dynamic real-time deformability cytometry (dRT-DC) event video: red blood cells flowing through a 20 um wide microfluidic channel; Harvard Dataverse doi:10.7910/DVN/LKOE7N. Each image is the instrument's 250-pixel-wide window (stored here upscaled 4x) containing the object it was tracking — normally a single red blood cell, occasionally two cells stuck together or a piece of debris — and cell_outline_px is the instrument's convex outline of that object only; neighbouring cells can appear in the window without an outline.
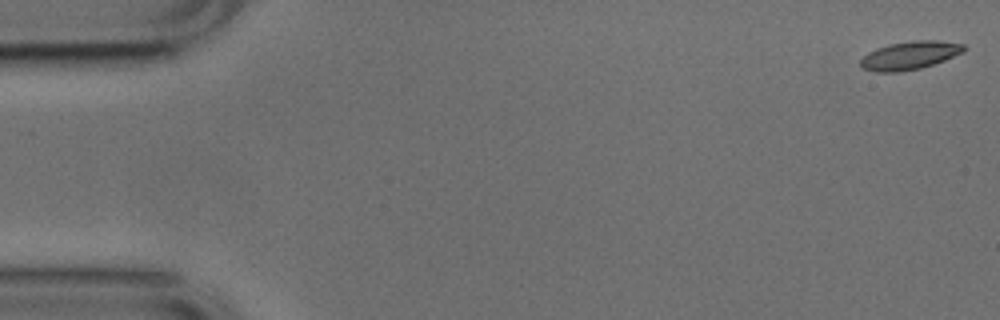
{"species": "common noctule bat (a hibernating species)", "species_latin": "Nyctalus noctula", "temperature_condition": "cold", "stored_images_in_passage": 48, "camera_frame_rate_fps": 3000, "um_per_image_px": 0.085, "animal": {"sex": "male", "body_mass_g": 17.9, "forearm_length_mm": 54.2}, "frame": {"image": 1, "passage_image": 1, "time_ms": 0.0, "image_size_px": [1000, 320], "cell_outline_px": [[968, 48], [964, 52], [944, 60], [920, 68], [900, 72], [876, 72], [860, 68], [860, 60], [868, 52], [876, 48], [888, 44], [912, 40], [936, 40], [964, 44]], "centroid_in_image_um": [77.32, 4.7], "position_along_channel_um": 7.7, "area_um2": 17.17}}
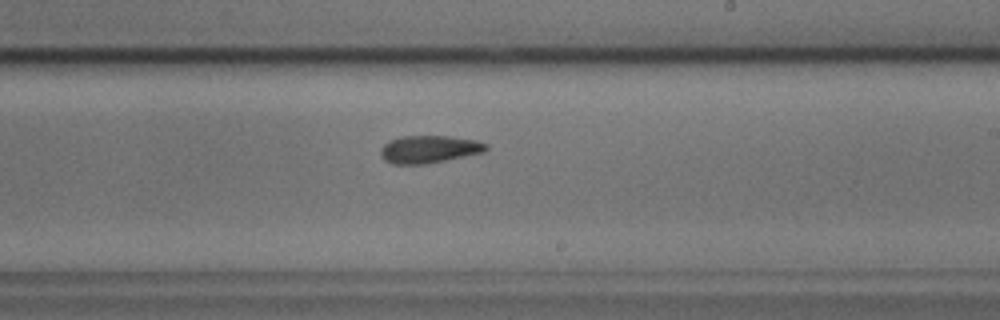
{"frame": {"image": 2, "passage_image": 31, "time_ms": 10.0, "image_size_px": [1000, 320], "cell_outline_px": [[488, 148], [484, 152], [428, 164], [392, 164], [384, 160], [380, 156], [380, 148], [388, 140], [400, 136], [448, 136], [476, 140], [488, 144]], "centroid_in_image_um": [36.44, 12.69], "position_along_channel_um": 252.6, "area_um2": 17.17}}
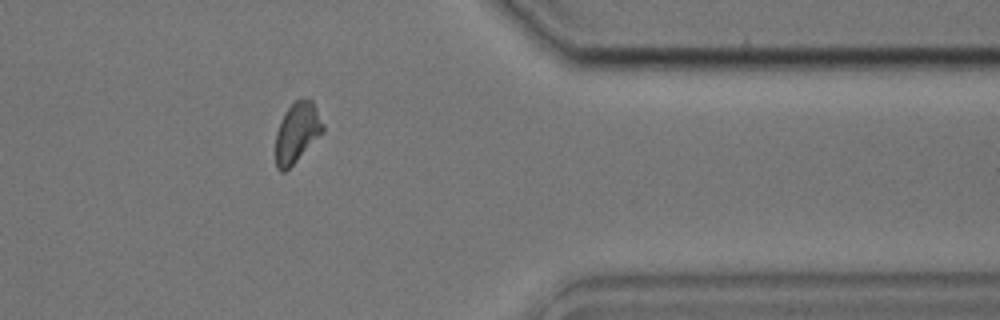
{"frame": {"image": 3, "passage_image": 43, "time_ms": 14.0, "image_size_px": [1000, 320], "cell_outline_px": [[324, 132], [284, 172], [280, 172], [276, 168], [276, 132], [280, 120], [288, 108], [300, 96], [312, 100], [324, 124]], "centroid_in_image_um": [25.25, 11.23], "position_along_channel_um": 386.1, "area_um2": 16.53}}